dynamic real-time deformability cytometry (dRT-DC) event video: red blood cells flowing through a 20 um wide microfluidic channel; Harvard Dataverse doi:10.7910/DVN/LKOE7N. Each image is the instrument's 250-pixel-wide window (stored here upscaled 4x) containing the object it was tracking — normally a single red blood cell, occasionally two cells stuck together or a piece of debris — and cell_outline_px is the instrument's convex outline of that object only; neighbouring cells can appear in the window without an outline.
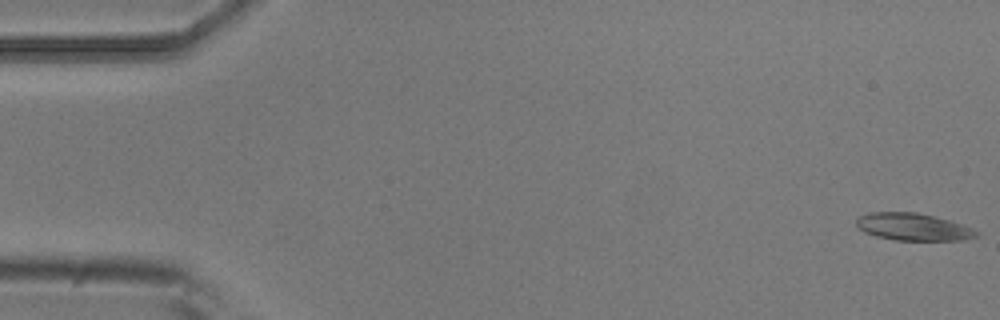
{"species": "common noctule bat (a hibernating species)", "species_latin": "Nyctalus noctula", "temperature_condition": "room temperature", "stored_images_in_passage": 54, "camera_frame_rate_fps": 3000, "um_per_image_px": 0.085, "animal": {"sex": "male", "body_mass_g": 20.5, "forearm_length_mm": 52.5}, "frame": {"image": 1, "passage_image": 1, "time_ms": 0.0, "image_size_px": [1000, 320], "cell_outline_px": [[980, 236], [964, 240], [896, 240], [876, 236], [864, 232], [856, 224], [856, 220], [860, 216], [868, 212], [916, 212], [936, 216], [972, 228], [980, 232]], "centroid_in_image_um": [77.64, 19.28], "position_along_channel_um": 7.4, "area_um2": 19.13}}
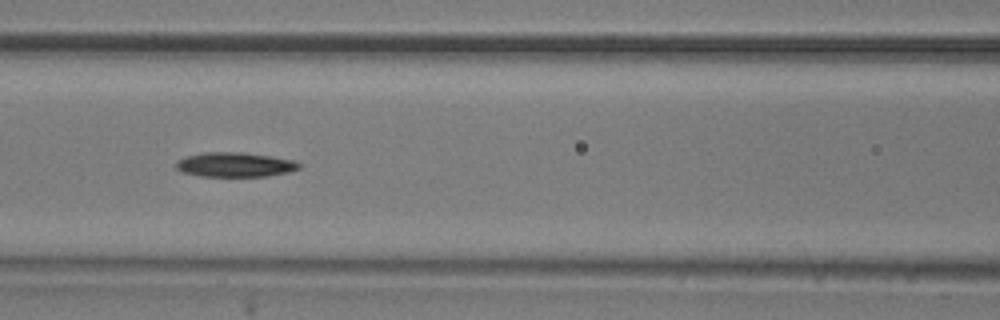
{"frame": {"image": 2, "passage_image": 23, "time_ms": 7.333, "image_size_px": [1000, 320], "cell_outline_px": [[300, 168], [288, 172], [268, 176], [200, 176], [184, 172], [176, 168], [176, 160], [188, 156], [204, 152], [244, 152], [292, 160], [300, 164]], "centroid_in_image_um": [19.95, 13.99], "position_along_channel_um": 146.6, "area_um2": 17.4}}
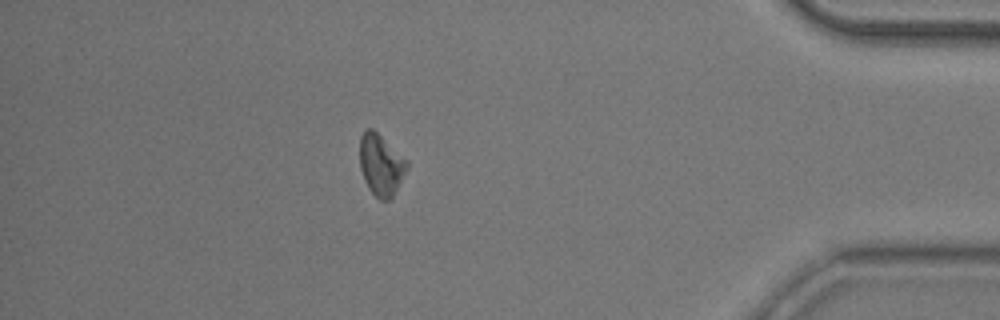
{"frame": {"image": 3, "passage_image": 47, "time_ms": 15.333, "image_size_px": [1000, 320], "cell_outline_px": [[408, 168], [392, 196], [388, 200], [380, 200], [368, 188], [364, 180], [360, 168], [360, 136], [364, 128], [372, 128], [408, 160]], "centroid_in_image_um": [32.37, 13.98], "position_along_channel_um": 402.8, "area_um2": 16.82}, "authors_computed_cell_mechanics": {"area_um2": 17.4556, "velocity_mm_per_s": 3.7524, "shape_relaxation_time_tau1_ms": 8.4528, "shape_relaxation_time_tau2_ms": null, "deformation_change_tau1": 0.1378, "deformation_change_tau2": null}}